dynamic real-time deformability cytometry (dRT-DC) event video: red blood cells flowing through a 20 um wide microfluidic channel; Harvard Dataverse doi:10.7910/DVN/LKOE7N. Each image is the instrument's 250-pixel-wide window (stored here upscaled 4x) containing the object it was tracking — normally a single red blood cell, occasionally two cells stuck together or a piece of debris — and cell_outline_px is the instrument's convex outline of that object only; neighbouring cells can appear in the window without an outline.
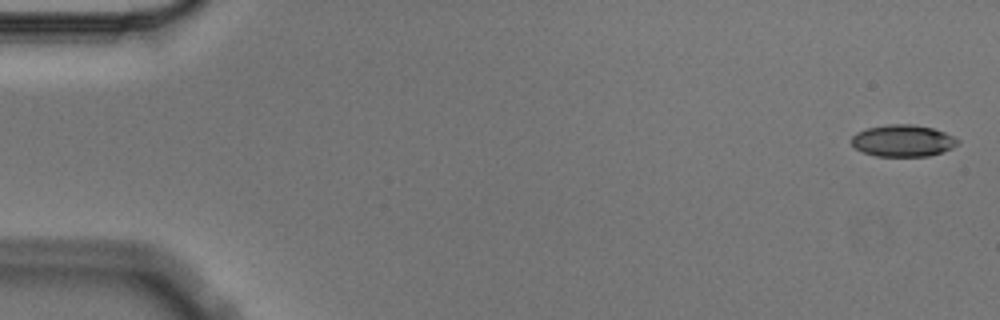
{"species": "Egyptian fruit bat (a non-hibernating species)", "species_latin": "Rousettus aegyptiacus", "temperature_condition": "cold", "stored_images_in_passage": 6, "camera_frame_rate_fps": 3000, "um_per_image_px": 0.085, "animal": {"sex": "male"}, "frame": {"image": 1, "passage_image": 1, "time_ms": 0.0, "image_size_px": [1000, 320], "cell_outline_px": [[960, 140], [952, 148], [928, 156], [876, 156], [864, 152], [856, 148], [852, 144], [852, 136], [856, 132], [868, 128], [888, 124], [912, 124], [932, 128], [944, 132]], "centroid_in_image_um": [76.73, 11.95], "position_along_channel_um": 8.3, "area_um2": 19.48}}
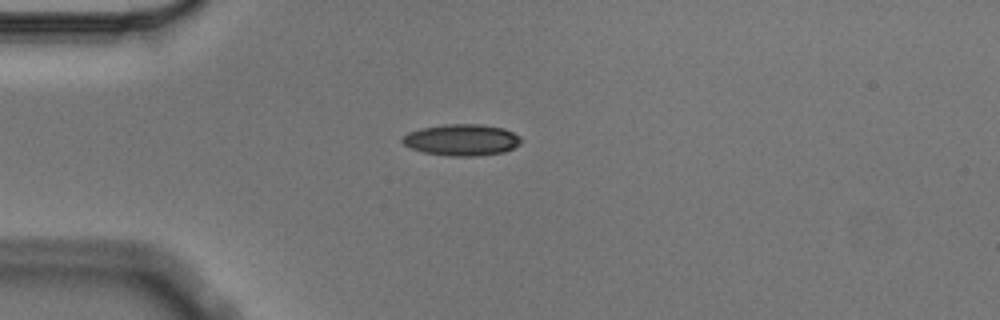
{"frame": {"image": 2, "passage_image": 4, "time_ms": 1.0, "image_size_px": [1000, 320], "cell_outline_px": [[524, 140], [520, 144], [504, 152], [476, 156], [448, 156], [424, 152], [412, 148], [404, 144], [400, 140], [408, 132], [420, 128], [444, 124], [480, 124], [504, 128], [520, 136]], "centroid_in_image_um": [39.26, 11.88], "position_along_channel_um": 45.7, "area_um2": 21.85}}
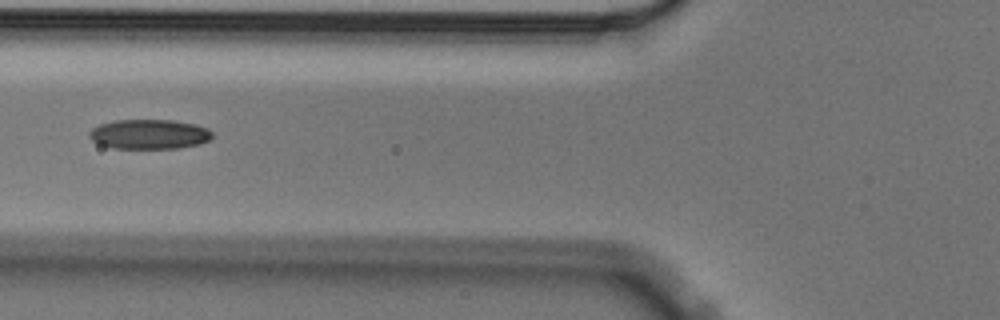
{"frame": {"image": 3, "passage_image": 6, "time_ms": 1.667, "image_size_px": [1000, 320], "cell_outline_px": [[212, 136], [208, 140], [200, 144], [180, 148], [112, 148], [100, 144], [92, 140], [88, 136], [88, 132], [92, 128], [100, 124], [112, 120], [172, 120], [196, 124], [208, 128], [212, 132]], "centroid_in_image_um": [12.68, 11.4], "position_along_channel_um": 113.1, "area_um2": 21.39}}